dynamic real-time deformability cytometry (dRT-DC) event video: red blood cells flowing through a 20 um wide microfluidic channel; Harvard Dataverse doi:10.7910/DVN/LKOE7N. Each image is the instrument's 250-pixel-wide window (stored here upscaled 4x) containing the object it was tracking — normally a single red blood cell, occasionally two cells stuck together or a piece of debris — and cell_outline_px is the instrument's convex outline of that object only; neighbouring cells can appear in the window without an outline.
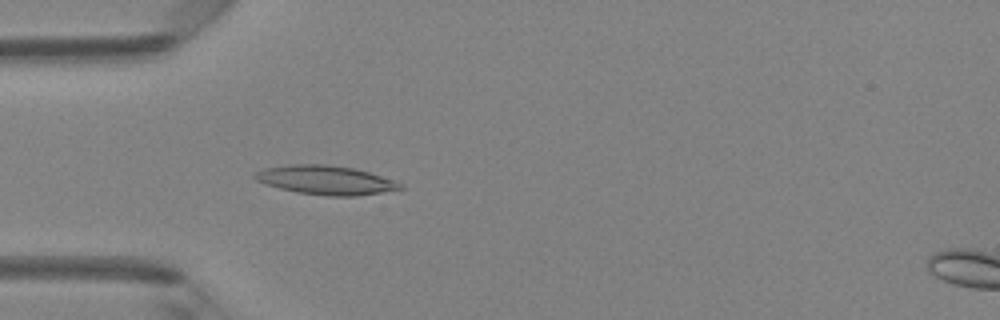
{"species": "Egyptian fruit bat (a non-hibernating species)", "species_latin": "Rousettus aegyptiacus", "temperature_condition": "room temperature", "stored_images_in_passage": 49, "camera_frame_rate_fps": 3000, "um_per_image_px": 0.085, "animal": {"sex": "female"}, "frame": {"image": 1, "passage_image": 15, "time_ms": 4.667, "image_size_px": [1000, 320], "cell_outline_px": [[404, 188], [356, 196], [328, 196], [296, 192], [264, 184], [256, 180], [252, 176], [256, 172], [264, 168], [288, 164], [328, 164], [352, 168], [368, 172], [404, 184]], "centroid_in_image_um": [27.64, 15.3], "position_along_channel_um": 57.4, "area_um2": 24.45}}
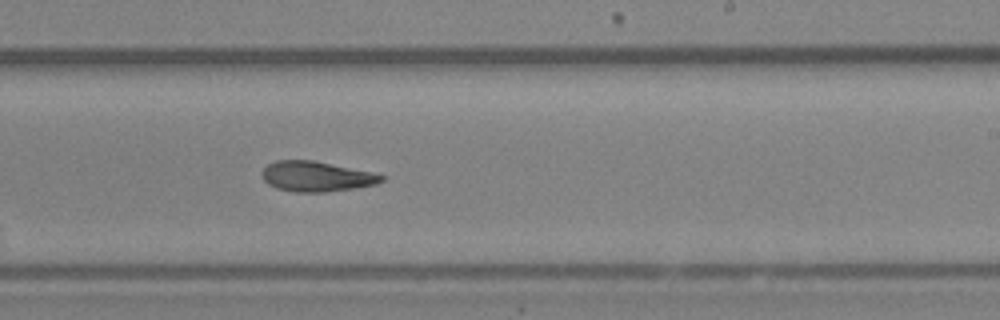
{"frame": {"image": 2, "passage_image": 30, "time_ms": 9.667, "image_size_px": [1000, 320], "cell_outline_px": [[384, 180], [376, 184], [352, 188], [324, 192], [296, 192], [276, 188], [268, 184], [264, 180], [260, 172], [268, 164], [276, 160], [312, 160], [372, 172], [384, 176]], "centroid_in_image_um": [26.85, 14.99], "position_along_channel_um": 262.1, "area_um2": 20.87}}
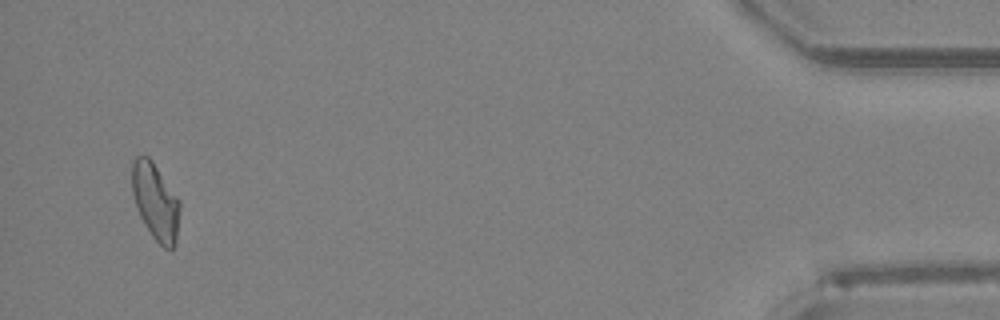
{"frame": {"image": 3, "passage_image": 47, "time_ms": 15.333, "image_size_px": [1000, 320], "cell_outline_px": [[180, 208], [176, 244], [172, 248], [164, 248], [152, 236], [144, 224], [136, 208], [132, 192], [132, 160], [136, 156], [148, 156], [152, 160], [180, 200]], "centroid_in_image_um": [13.21, 17.12], "position_along_channel_um": 422.0, "area_um2": 21.44}, "authors_computed_cell_mechanics": {"area_um2": 21.5016, "velocity_mm_per_s": 4.2048, "shape_relaxation_time_tau1_ms": null, "shape_relaxation_time_tau2_ms": 7.2794, "deformation_change_tau1": null, "deformation_change_tau2": 0.174}}